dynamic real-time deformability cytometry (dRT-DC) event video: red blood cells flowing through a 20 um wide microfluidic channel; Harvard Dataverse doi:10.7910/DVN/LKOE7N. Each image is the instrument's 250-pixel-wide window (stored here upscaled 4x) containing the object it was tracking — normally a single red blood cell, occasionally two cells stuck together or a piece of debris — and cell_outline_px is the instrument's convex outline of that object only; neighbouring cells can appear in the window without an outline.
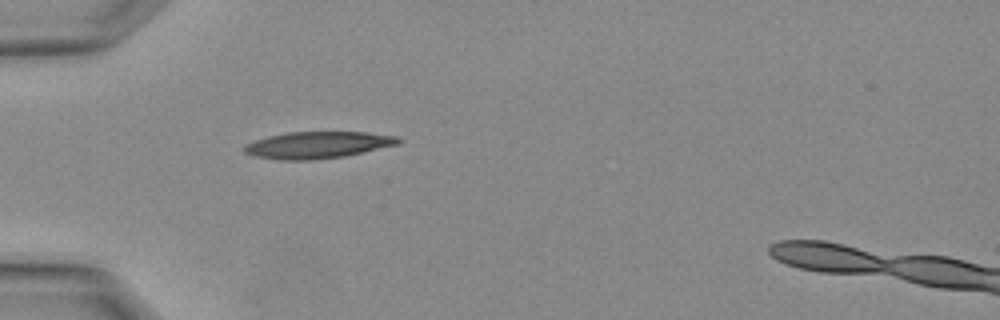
{"species": "Egyptian fruit bat (a non-hibernating species)", "species_latin": "Rousettus aegyptiacus", "temperature_condition": "warm", "stored_images_in_passage": 3, "camera_frame_rate_fps": 3000, "um_per_image_px": 0.085, "animal": {"sex": "female"}, "frame": {"image": 1, "passage_image": 3, "time_ms": 0.667, "image_size_px": [1000, 320], "cell_outline_px": [[404, 140], [400, 144], [344, 156], [312, 160], [280, 160], [252, 156], [244, 152], [244, 144], [268, 136], [288, 132], [364, 132], [396, 136]], "centroid_in_image_um": [27.0, 12.32], "position_along_channel_um": 58.0, "area_um2": 24.1}}